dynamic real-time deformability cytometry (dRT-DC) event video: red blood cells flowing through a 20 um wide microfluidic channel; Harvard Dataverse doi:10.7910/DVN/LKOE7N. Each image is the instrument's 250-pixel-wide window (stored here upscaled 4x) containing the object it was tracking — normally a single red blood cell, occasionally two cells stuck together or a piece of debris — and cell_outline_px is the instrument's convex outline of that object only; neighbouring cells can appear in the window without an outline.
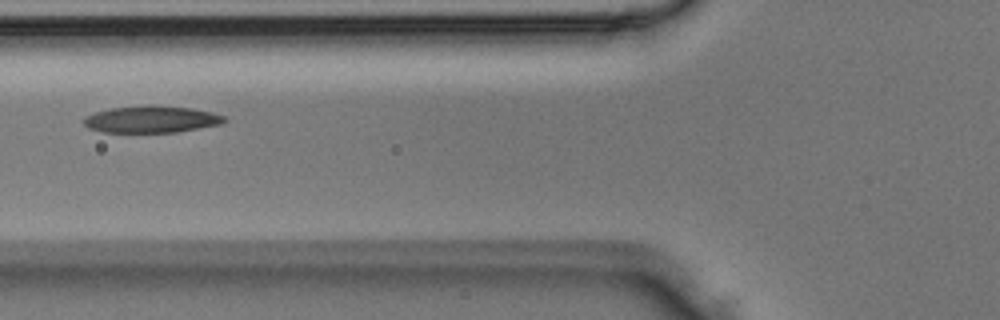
{"species": "Egyptian fruit bat (a non-hibernating species)", "species_latin": "Rousettus aegyptiacus", "temperature_condition": "room temperature", "stored_images_in_passage": 4, "camera_frame_rate_fps": 3000, "um_per_image_px": 0.085, "animal": {"sex": "male"}, "frame": {"image": 1, "passage_image": 4, "time_ms": 1.0, "image_size_px": [1000, 320], "cell_outline_px": [[228, 120], [220, 124], [176, 132], [100, 132], [88, 128], [80, 120], [84, 116], [96, 112], [112, 108], [144, 104], [192, 108], [212, 112], [224, 116]], "centroid_in_image_um": [12.82, 10.13], "position_along_channel_um": 113.0, "area_um2": 22.2}}